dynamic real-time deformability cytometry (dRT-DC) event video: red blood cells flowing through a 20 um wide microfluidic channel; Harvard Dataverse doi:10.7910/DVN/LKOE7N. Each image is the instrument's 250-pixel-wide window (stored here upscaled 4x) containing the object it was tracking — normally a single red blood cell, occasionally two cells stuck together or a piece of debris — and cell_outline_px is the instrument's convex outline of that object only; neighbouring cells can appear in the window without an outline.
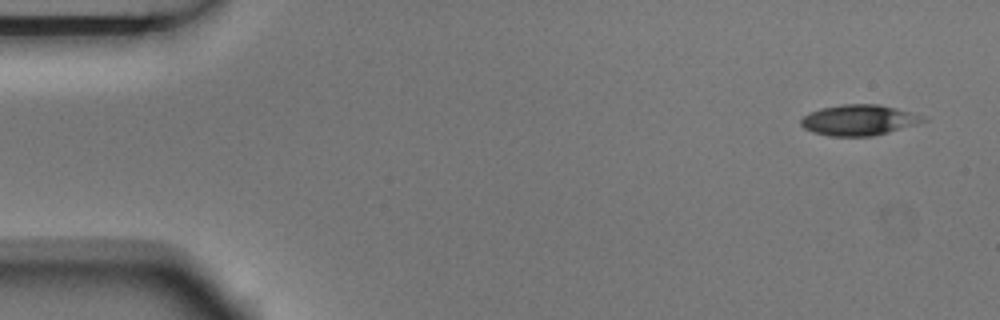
{"species": "Egyptian fruit bat (a non-hibernating species)", "species_latin": "Rousettus aegyptiacus", "temperature_condition": "room temperature", "stored_images_in_passage": 5, "camera_frame_rate_fps": 3000, "um_per_image_px": 0.085, "animal": {"sex": "male"}, "frame": {"image": 1, "passage_image": 1, "time_ms": 0.0, "image_size_px": [1000, 320], "cell_outline_px": [[928, 120], [888, 132], [872, 136], [828, 136], [812, 132], [804, 128], [800, 124], [800, 120], [804, 116], [820, 108], [840, 104], [880, 104], [896, 108], [924, 116]], "centroid_in_image_um": [72.97, 10.2], "position_along_channel_um": 12.0, "area_um2": 21.73}}